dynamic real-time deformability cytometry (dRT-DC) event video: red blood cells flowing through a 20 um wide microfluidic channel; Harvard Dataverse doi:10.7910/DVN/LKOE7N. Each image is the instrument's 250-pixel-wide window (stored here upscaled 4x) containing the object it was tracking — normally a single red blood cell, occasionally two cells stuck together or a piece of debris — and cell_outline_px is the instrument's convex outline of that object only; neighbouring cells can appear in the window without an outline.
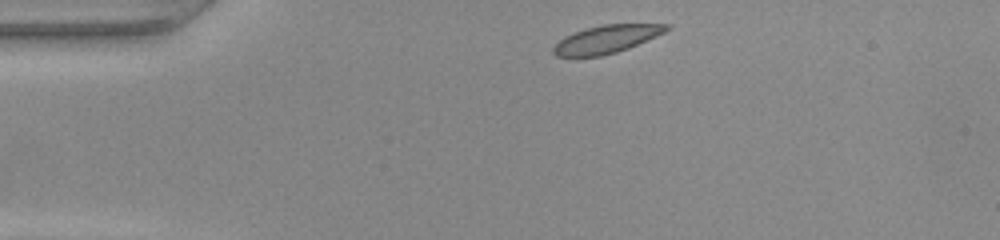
{"species": "common noctule bat (a hibernating species)", "species_latin": "Nyctalus noctula", "temperature_condition": "warm", "stored_images_in_passage": 41, "camera_frame_rate_fps": 3000, "um_per_image_px": 0.085, "animal": {"sex": "female", "body_mass_g": 22.0, "forearm_length_mm": 56.7}, "frame": {"image": 1, "passage_image": 1, "time_ms": 0.0, "image_size_px": [1000, 240], "cell_outline_px": [[672, 28], [656, 36], [628, 48], [616, 52], [600, 56], [556, 56], [552, 52], [552, 48], [564, 36], [588, 28], [604, 24], [672, 24]], "centroid_in_image_um": [51.57, 3.32], "position_along_channel_um": 33.4, "area_um2": 18.15}}
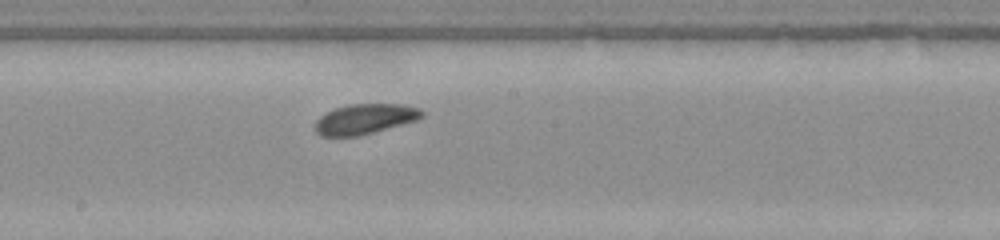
{"frame": {"image": 2, "passage_image": 18, "time_ms": 5.667, "image_size_px": [1000, 240], "cell_outline_px": [[424, 116], [420, 120], [356, 136], [320, 136], [316, 132], [316, 120], [320, 116], [332, 108], [348, 104], [400, 104], [420, 108], [424, 112]], "centroid_in_image_um": [31.04, 10.1], "position_along_channel_um": 217.2, "area_um2": 18.9}}
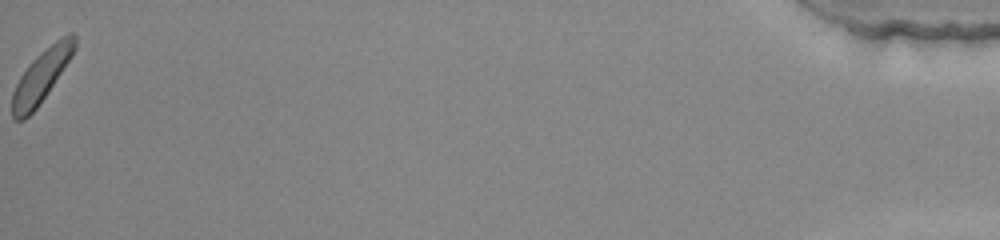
{"frame": {"image": 3, "passage_image": 41, "time_ms": 13.333, "image_size_px": [1000, 240], "cell_outline_px": [[76, 48], [72, 56], [36, 108], [24, 120], [16, 120], [12, 116], [12, 92], [20, 76], [28, 64], [40, 52], [56, 40], [72, 32], [76, 36]], "centroid_in_image_um": [3.5, 6.45], "position_along_channel_um": 431.7, "area_um2": 18.67}}